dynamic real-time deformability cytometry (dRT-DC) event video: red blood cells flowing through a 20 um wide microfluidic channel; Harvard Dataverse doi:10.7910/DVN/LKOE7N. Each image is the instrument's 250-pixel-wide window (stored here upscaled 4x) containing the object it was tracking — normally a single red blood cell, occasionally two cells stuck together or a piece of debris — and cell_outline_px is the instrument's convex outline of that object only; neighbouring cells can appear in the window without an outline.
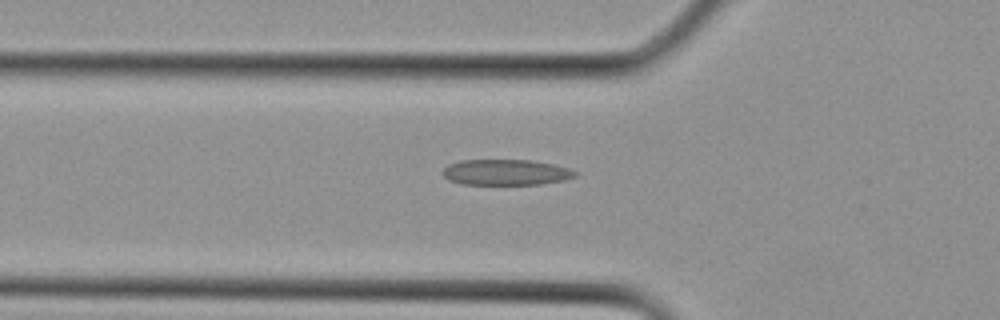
{"species": "Egyptian fruit bat (a non-hibernating species)", "species_latin": "Rousettus aegyptiacus", "temperature_condition": "cold", "stored_images_in_passage": 14, "camera_frame_rate_fps": 3000, "um_per_image_px": 0.085, "animal": {"sex": "female"}, "frame": {"image": 1, "passage_image": 6, "time_ms": 1.667, "image_size_px": [1000, 320], "cell_outline_px": [[576, 176], [564, 180], [540, 184], [460, 184], [448, 180], [440, 172], [448, 164], [460, 160], [532, 160], [552, 164], [568, 168], [576, 172]], "centroid_in_image_um": [42.95, 14.64], "position_along_channel_um": 82.9, "area_um2": 19.88}}
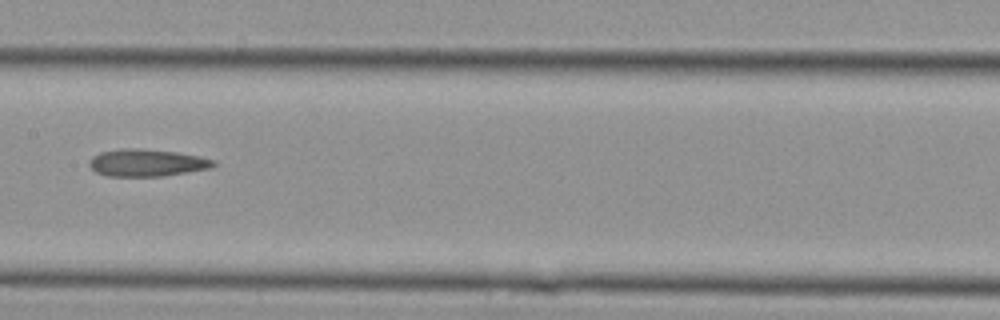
{"frame": {"image": 2, "passage_image": 11, "time_ms": 3.333, "image_size_px": [1000, 320], "cell_outline_px": [[216, 164], [212, 168], [164, 176], [108, 176], [96, 172], [88, 164], [88, 160], [92, 156], [100, 152], [120, 148], [140, 148], [176, 152], [200, 156], [216, 160]], "centroid_in_image_um": [12.49, 13.83], "position_along_channel_um": 194.9, "area_um2": 19.94}}
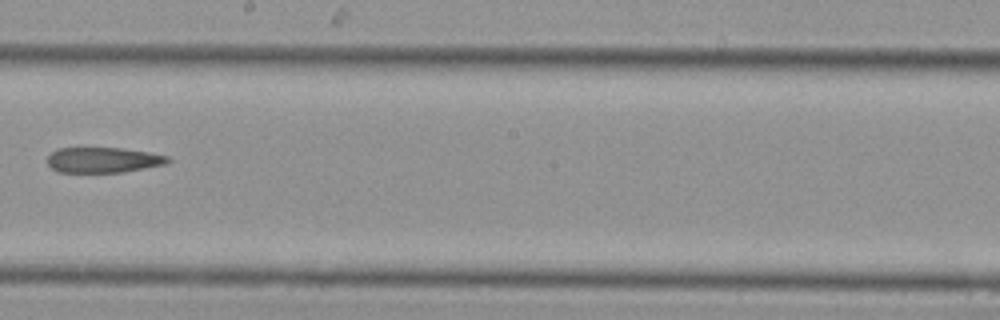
{"frame": {"image": 3, "passage_image": 13, "time_ms": 4.0, "image_size_px": [1000, 320], "cell_outline_px": [[172, 160], [164, 164], [124, 172], [56, 172], [48, 164], [48, 156], [56, 148], [120, 148], [148, 152], [168, 156]], "centroid_in_image_um": [8.75, 13.6], "position_along_channel_um": 239.4, "area_um2": 17.74}}